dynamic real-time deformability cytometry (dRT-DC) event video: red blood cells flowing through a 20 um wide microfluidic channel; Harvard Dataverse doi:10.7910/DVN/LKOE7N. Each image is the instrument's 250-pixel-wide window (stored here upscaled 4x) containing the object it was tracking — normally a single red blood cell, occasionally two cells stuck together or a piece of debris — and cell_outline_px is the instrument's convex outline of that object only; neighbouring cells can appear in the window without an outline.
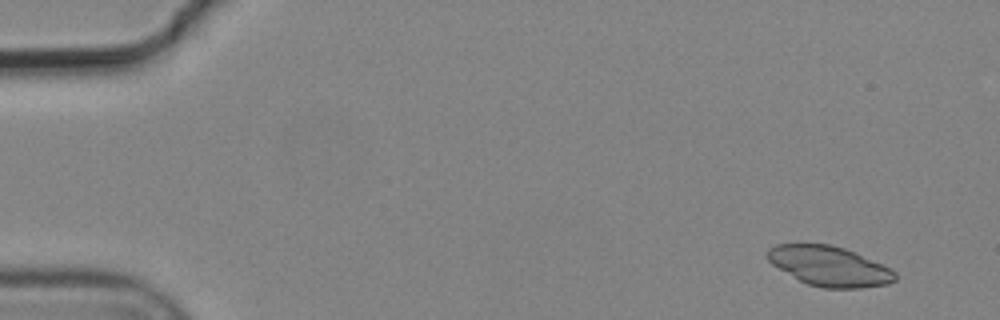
{"species": "common noctule bat (a hibernating species)", "species_latin": "Nyctalus noctula", "temperature_condition": "cold", "stored_images_in_passage": 6, "camera_frame_rate_fps": 3000, "um_per_image_px": 0.085, "animal": {"sex": "male", "body_mass_g": 19.2, "forearm_length_mm": 51.8}, "frame": {"image": 1, "passage_image": 1, "time_ms": 0.0, "image_size_px": [1000, 320], "cell_outline_px": [[896, 280], [888, 284], [860, 288], [824, 288], [808, 284], [800, 280], [772, 264], [764, 256], [764, 252], [768, 248], [776, 244], [832, 244], [856, 252], [892, 268], [896, 272]], "centroid_in_image_um": [70.5, 22.61], "position_along_channel_um": 14.5, "area_um2": 29.88}}